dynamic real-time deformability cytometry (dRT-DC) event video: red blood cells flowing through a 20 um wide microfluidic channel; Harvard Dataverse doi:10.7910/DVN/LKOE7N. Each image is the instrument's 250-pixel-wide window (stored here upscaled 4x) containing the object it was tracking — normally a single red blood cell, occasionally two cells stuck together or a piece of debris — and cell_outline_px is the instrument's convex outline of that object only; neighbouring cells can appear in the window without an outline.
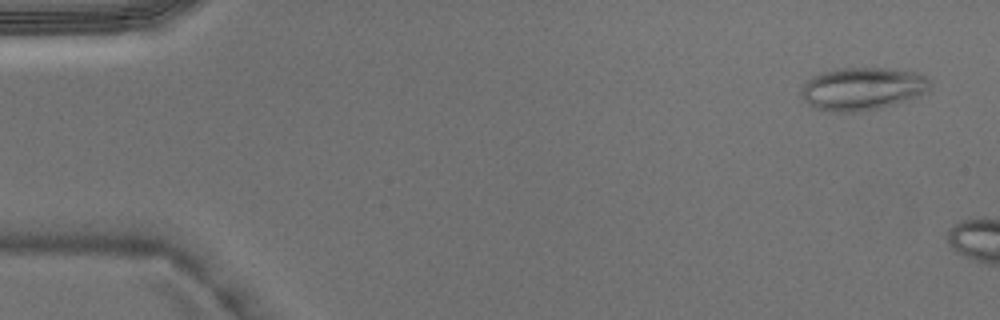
{"species": "Egyptian fruit bat (a non-hibernating species)", "species_latin": "Rousettus aegyptiacus", "temperature_condition": "warm", "stored_images_in_passage": 4, "camera_frame_rate_fps": 3000, "um_per_image_px": 0.085, "animal": {"sex": "male"}, "frame": {"image": 1, "passage_image": 4, "time_ms": 1.0, "image_size_px": [1000, 320], "cell_outline_px": [[932, 88], [928, 92], [880, 108], [860, 112], [832, 112], [816, 108], [808, 104], [800, 96], [800, 92], [804, 84], [812, 76], [824, 72], [840, 68], [888, 68], [916, 72], [924, 76], [928, 80]], "centroid_in_image_um": [73.29, 7.55], "position_along_channel_um": 11.7, "area_um2": 32.08}}